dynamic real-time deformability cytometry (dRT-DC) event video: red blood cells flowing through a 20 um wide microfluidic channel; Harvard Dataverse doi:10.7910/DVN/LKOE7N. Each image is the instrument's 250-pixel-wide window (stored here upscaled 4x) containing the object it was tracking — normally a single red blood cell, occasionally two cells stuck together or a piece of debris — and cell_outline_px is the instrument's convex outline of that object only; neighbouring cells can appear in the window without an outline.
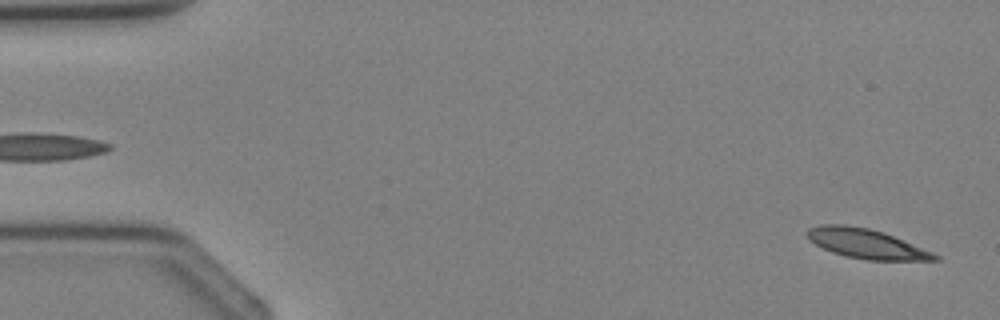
{"species": "Egyptian fruit bat (a non-hibernating species)", "species_latin": "Rousettus aegyptiacus", "temperature_condition": "cold", "stored_images_in_passage": 4, "segment_of_instrument_passage": [2, 2], "camera_frame_rate_fps": 3000, "um_per_image_px": 0.085, "animal": {"sex": "female"}, "frame": {"image": 1, "passage_image": 4, "time_ms": 3.333, "image_size_px": [1000, 320], "cell_outline_px": [[940, 260], [868, 260], [844, 256], [832, 252], [808, 240], [804, 232], [808, 228], [820, 224], [844, 224], [868, 228], [884, 232], [932, 252], [940, 256]], "centroid_in_image_um": [73.58, 20.7], "position_along_channel_um": 11.4, "area_um2": 22.02}}